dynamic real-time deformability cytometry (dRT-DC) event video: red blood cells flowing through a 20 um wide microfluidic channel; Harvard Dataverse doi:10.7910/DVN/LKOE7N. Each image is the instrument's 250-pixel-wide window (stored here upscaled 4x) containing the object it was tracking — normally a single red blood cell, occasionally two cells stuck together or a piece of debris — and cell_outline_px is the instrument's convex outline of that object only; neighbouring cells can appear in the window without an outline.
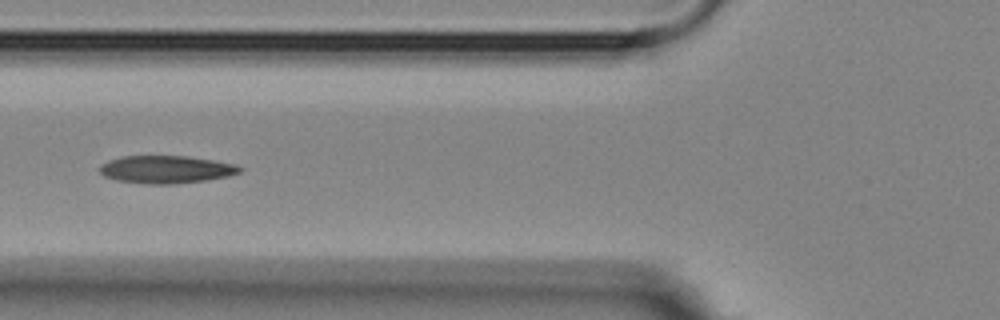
{"species": "Egyptian fruit bat (a non-hibernating species)", "species_latin": "Rousettus aegyptiacus", "temperature_condition": "room temperature", "stored_images_in_passage": 9, "camera_frame_rate_fps": 3000, "um_per_image_px": 0.085, "animal": {"sex": "female"}, "frame": {"image": 1, "passage_image": 4, "time_ms": 3.333, "image_size_px": [1000, 320], "cell_outline_px": [[244, 168], [240, 172], [228, 176], [204, 180], [172, 184], [148, 184], [116, 180], [104, 176], [100, 172], [100, 164], [108, 160], [124, 156], [188, 156], [236, 164]], "centroid_in_image_um": [14.11, 14.4], "position_along_channel_um": 111.7, "area_um2": 22.54}}
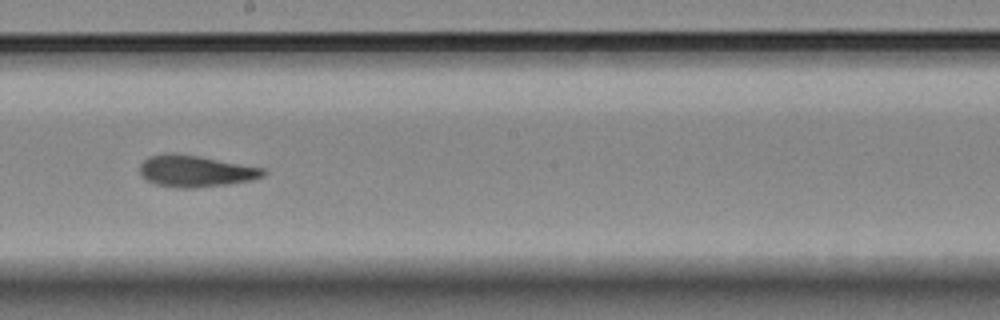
{"frame": {"image": 2, "passage_image": 7, "time_ms": 6.667, "image_size_px": [1000, 320], "cell_outline_px": [[268, 172], [264, 176], [252, 180], [228, 184], [196, 188], [180, 188], [156, 184], [140, 176], [140, 164], [148, 156], [172, 152], [200, 156], [264, 168]], "centroid_in_image_um": [16.63, 14.54], "position_along_channel_um": 231.6, "area_um2": 22.89}}
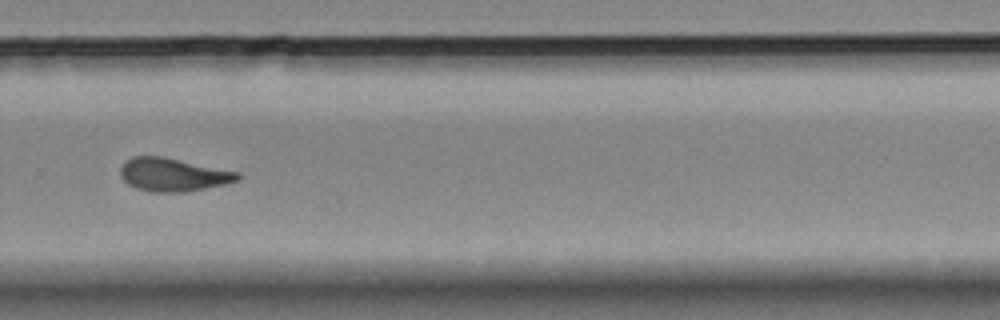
{"frame": {"image": 3, "passage_image": 9, "time_ms": 9.0, "image_size_px": [1000, 320], "cell_outline_px": [[240, 180], [224, 184], [184, 192], [152, 192], [136, 188], [128, 184], [120, 176], [120, 168], [124, 160], [132, 156], [164, 156], [240, 172]], "centroid_in_image_um": [14.69, 14.83], "position_along_channel_um": 315.1, "area_um2": 22.89}}